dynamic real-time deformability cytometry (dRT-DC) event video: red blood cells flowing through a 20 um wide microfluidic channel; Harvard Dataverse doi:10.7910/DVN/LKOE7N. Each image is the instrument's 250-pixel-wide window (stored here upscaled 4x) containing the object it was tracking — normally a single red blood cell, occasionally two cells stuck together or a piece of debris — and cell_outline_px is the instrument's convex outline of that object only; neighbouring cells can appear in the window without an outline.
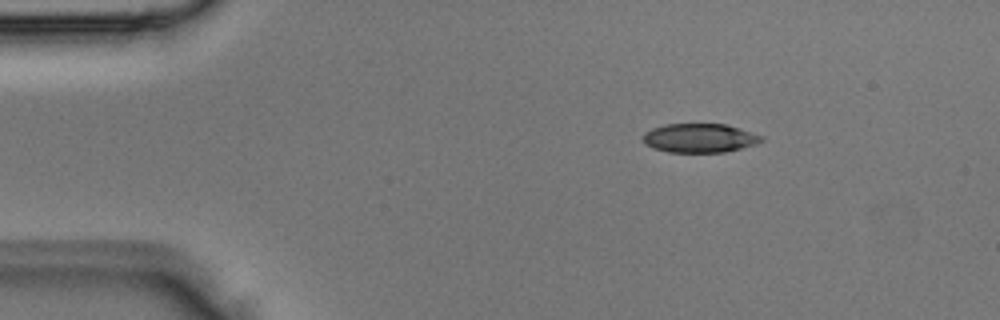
{"species": "Egyptian fruit bat (a non-hibernating species)", "species_latin": "Rousettus aegyptiacus", "temperature_condition": "room temperature", "stored_images_in_passage": 2, "camera_frame_rate_fps": 3000, "um_per_image_px": 0.085, "animal": {"sex": "male"}, "frame": {"image": 1, "passage_image": 1, "time_ms": 0.0, "image_size_px": [1000, 320], "cell_outline_px": [[764, 140], [756, 144], [724, 152], [668, 152], [652, 148], [644, 144], [644, 132], [652, 128], [664, 124], [724, 124], [740, 128], [764, 136]], "centroid_in_image_um": [59.46, 11.73], "position_along_channel_um": 25.5, "area_um2": 20.06}}